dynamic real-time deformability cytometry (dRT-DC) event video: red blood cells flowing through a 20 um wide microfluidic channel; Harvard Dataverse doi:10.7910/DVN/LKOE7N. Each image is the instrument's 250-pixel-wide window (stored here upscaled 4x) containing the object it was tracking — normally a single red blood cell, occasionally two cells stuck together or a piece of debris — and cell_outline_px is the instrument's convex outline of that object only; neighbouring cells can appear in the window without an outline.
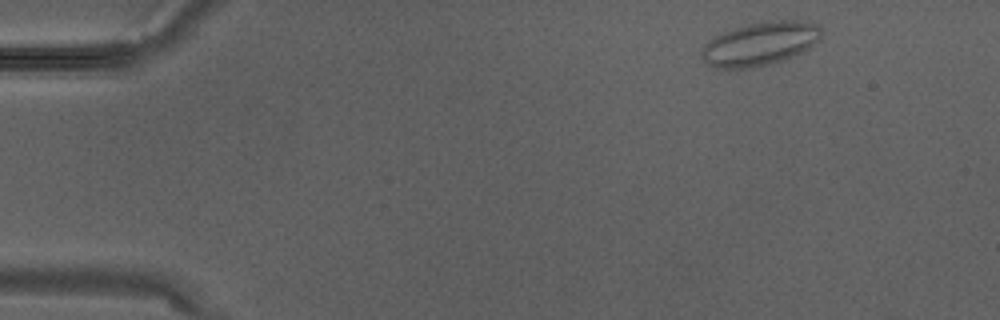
{"species": "Egyptian fruit bat (a non-hibernating species)", "species_latin": "Rousettus aegyptiacus", "temperature_condition": "warm", "stored_images_in_passage": 3, "camera_frame_rate_fps": 3000, "um_per_image_px": 0.085, "animal": {"sex": "male"}, "frame": {"image": 1, "passage_image": 1, "time_ms": 0.0, "image_size_px": [1000, 320], "cell_outline_px": [[820, 40], [808, 48], [784, 60], [752, 68], [716, 68], [708, 64], [700, 56], [700, 52], [716, 36], [724, 32], [736, 28], [752, 24], [776, 20], [796, 20], [816, 24], [820, 28]], "centroid_in_image_um": [64.62, 3.74], "position_along_channel_um": 20.4, "area_um2": 29.65}}